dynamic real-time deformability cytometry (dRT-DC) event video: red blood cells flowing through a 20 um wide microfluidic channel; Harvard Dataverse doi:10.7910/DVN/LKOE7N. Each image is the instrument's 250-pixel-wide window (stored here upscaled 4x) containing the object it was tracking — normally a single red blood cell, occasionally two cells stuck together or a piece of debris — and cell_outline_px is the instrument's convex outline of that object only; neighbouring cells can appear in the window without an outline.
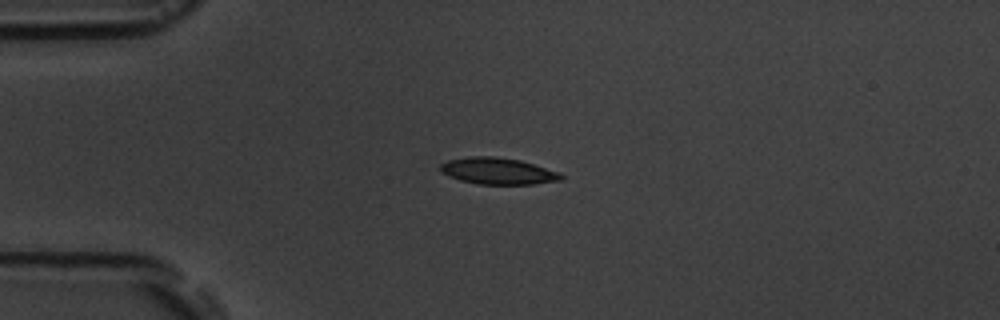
{"species": "common noctule bat (a hibernating species)", "species_latin": "Nyctalus noctula", "temperature_condition": "room temperature", "stored_images_in_passage": 2, "camera_frame_rate_fps": 3000, "um_per_image_px": 0.085, "animal": {"sex": "male", "body_mass_g": 19.5, "forearm_length_mm": 54.6}, "frame": {"image": 1, "passage_image": 1, "time_ms": 0.0, "image_size_px": [1000, 320], "cell_outline_px": [[564, 180], [532, 184], [476, 184], [460, 180], [448, 176], [440, 172], [440, 164], [448, 160], [468, 156], [496, 156], [520, 160], [560, 172], [564, 176]], "centroid_in_image_um": [42.32, 14.54], "position_along_channel_um": 42.7, "area_um2": 18.9}}